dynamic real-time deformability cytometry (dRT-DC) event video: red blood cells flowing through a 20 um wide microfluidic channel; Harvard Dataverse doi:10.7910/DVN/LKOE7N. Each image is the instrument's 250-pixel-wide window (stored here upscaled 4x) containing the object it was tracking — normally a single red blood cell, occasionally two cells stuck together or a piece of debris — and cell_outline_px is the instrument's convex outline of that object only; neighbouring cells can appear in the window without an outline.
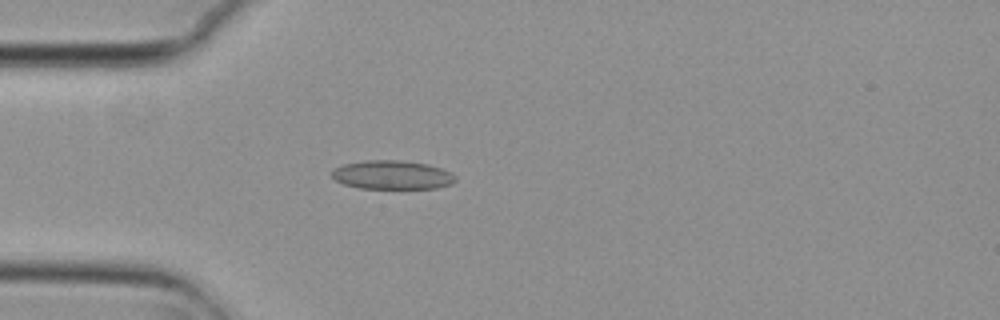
{"species": "common noctule bat (a hibernating species)", "species_latin": "Nyctalus noctula", "temperature_condition": "cold", "stored_images_in_passage": 4, "camera_frame_rate_fps": 3000, "um_per_image_px": 0.085, "animal": {"sex": "female", "body_mass_g": 29.2, "forearm_length_mm": 56.3}, "frame": {"image": 1, "passage_image": 4, "time_ms": 1.0, "image_size_px": [1000, 320], "cell_outline_px": [[456, 180], [452, 184], [436, 188], [360, 188], [344, 184], [336, 180], [332, 176], [332, 168], [344, 164], [368, 160], [400, 160], [428, 164], [452, 172], [456, 176]], "centroid_in_image_um": [33.36, 14.86], "position_along_channel_um": 51.6, "area_um2": 20.75}}